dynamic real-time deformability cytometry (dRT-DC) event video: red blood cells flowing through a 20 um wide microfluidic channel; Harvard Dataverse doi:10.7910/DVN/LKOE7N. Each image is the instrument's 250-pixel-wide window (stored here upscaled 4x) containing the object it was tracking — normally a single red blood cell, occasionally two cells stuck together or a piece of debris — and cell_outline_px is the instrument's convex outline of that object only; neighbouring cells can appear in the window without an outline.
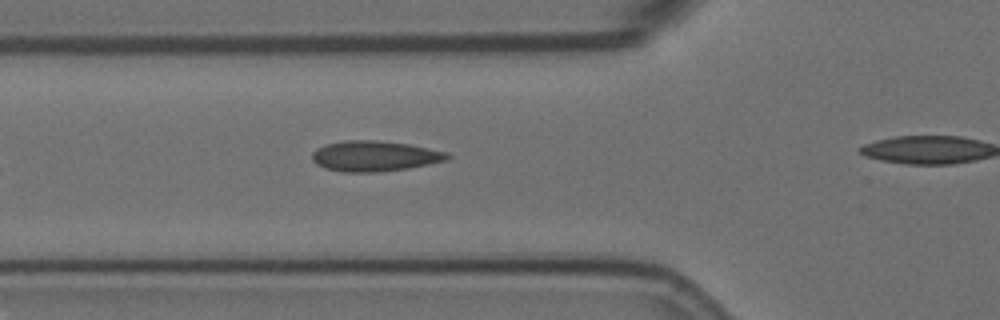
{"species": "Egyptian fruit bat (a non-hibernating species)", "species_latin": "Rousettus aegyptiacus", "temperature_condition": "room temperature", "stored_images_in_passage": 8, "camera_frame_rate_fps": 3000, "um_per_image_px": 0.085, "animal": {"sex": "female"}, "frame": {"image": 1, "passage_image": 5, "time_ms": 1.333, "image_size_px": [1000, 320], "cell_outline_px": [[452, 156], [448, 160], [408, 168], [380, 172], [340, 172], [324, 168], [316, 164], [312, 160], [312, 152], [316, 148], [324, 144], [344, 140], [376, 140], [408, 144], [448, 152]], "centroid_in_image_um": [31.81, 13.27], "position_along_channel_um": 94.0, "area_um2": 24.28}}
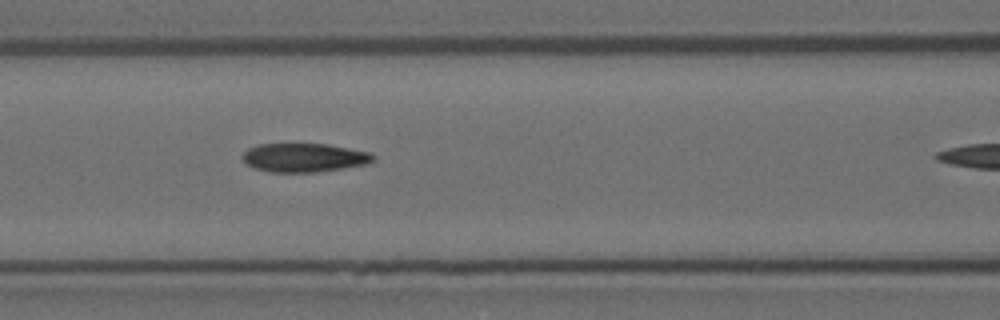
{"frame": {"image": 2, "passage_image": 7, "time_ms": 2.0, "image_size_px": [1000, 320], "cell_outline_px": [[376, 160], [364, 164], [316, 172], [268, 172], [252, 168], [244, 164], [240, 156], [248, 148], [260, 144], [324, 144], [372, 152], [376, 156]], "centroid_in_image_um": [25.79, 13.4], "position_along_channel_um": 140.8, "area_um2": 22.02}}